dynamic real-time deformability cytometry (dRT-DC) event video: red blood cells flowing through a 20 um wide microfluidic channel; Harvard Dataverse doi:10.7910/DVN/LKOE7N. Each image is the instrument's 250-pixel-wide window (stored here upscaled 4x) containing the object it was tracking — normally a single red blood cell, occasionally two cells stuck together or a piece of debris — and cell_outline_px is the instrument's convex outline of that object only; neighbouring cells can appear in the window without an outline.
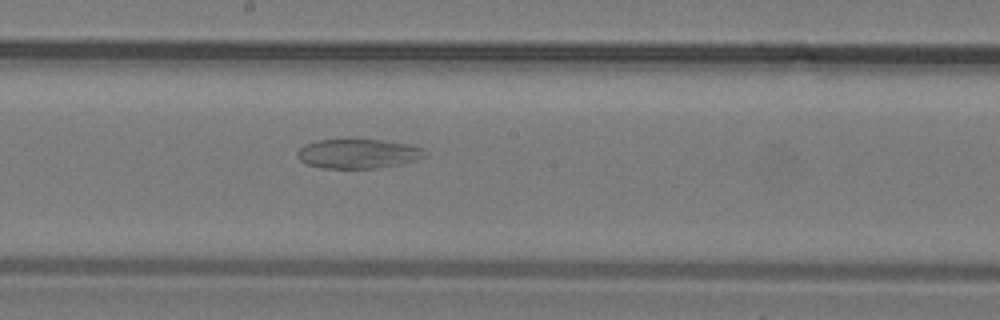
{"species": "common noctule bat (a hibernating species)", "species_latin": "Nyctalus noctula", "temperature_condition": "warm", "stored_images_in_passage": 12, "camera_frame_rate_fps": 3000, "um_per_image_px": 0.085, "animal": {"sex": "male", "body_mass_g": 19.2, "forearm_length_mm": 51.8}, "frame": {"image": 1, "passage_image": 10, "time_ms": 3.0, "image_size_px": [1000, 320], "cell_outline_px": [[424, 156], [416, 160], [400, 164], [376, 168], [320, 168], [308, 164], [300, 160], [296, 156], [296, 152], [304, 144], [316, 140], [380, 140], [404, 144], [424, 148]], "centroid_in_image_um": [30.38, 13.07], "position_along_channel_um": 217.8, "area_um2": 21.62}}
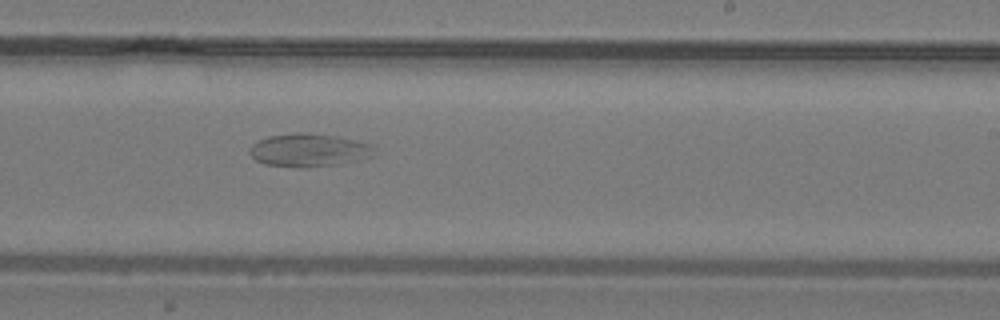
{"frame": {"image": 2, "passage_image": 12, "time_ms": 3.667, "image_size_px": [1000, 320], "cell_outline_px": [[372, 156], [336, 164], [308, 168], [300, 168], [264, 164], [256, 160], [248, 152], [252, 144], [268, 136], [300, 132], [304, 132], [336, 136], [372, 144]], "centroid_in_image_um": [26.19, 12.76], "position_along_channel_um": 262.8, "area_um2": 23.81}}